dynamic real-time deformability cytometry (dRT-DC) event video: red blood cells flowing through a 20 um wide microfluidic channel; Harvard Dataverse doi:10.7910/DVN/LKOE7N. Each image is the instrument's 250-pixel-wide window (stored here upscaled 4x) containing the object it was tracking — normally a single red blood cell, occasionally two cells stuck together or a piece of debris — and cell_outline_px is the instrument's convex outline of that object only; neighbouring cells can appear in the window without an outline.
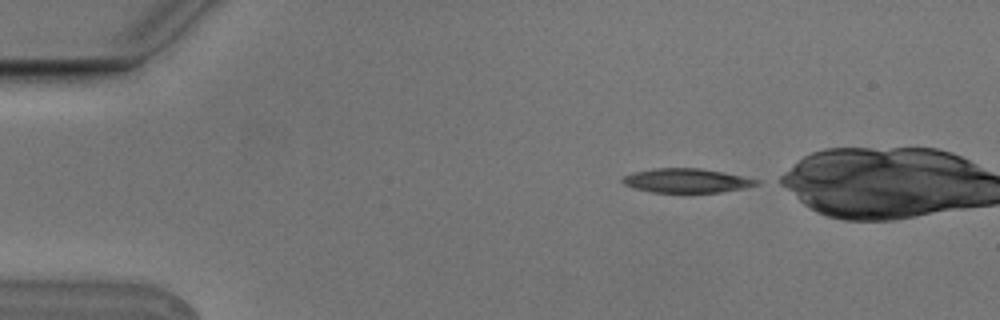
{"species": "Egyptian fruit bat (a non-hibernating species)", "species_latin": "Rousettus aegyptiacus", "temperature_condition": "cold", "stored_images_in_passage": 3, "camera_frame_rate_fps": 3000, "um_per_image_px": 0.085, "animal": {"sex": "male"}, "frame": {"image": 1, "passage_image": 1, "time_ms": 0.0, "image_size_px": [1000, 320], "cell_outline_px": [[760, 184], [748, 188], [720, 192], [652, 192], [636, 188], [624, 184], [620, 180], [624, 176], [632, 172], [656, 168], [700, 168], [724, 172], [760, 180]], "centroid_in_image_um": [58.4, 15.35], "position_along_channel_um": 26.6, "area_um2": 18.9}}